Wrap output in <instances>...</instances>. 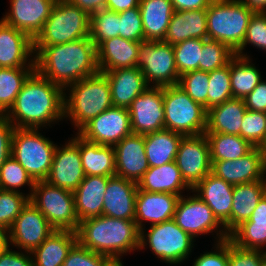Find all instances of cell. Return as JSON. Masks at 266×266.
Returning <instances> with one entry per match:
<instances>
[{
	"instance_id": "cell-37",
	"label": "cell",
	"mask_w": 266,
	"mask_h": 266,
	"mask_svg": "<svg viewBox=\"0 0 266 266\" xmlns=\"http://www.w3.org/2000/svg\"><path fill=\"white\" fill-rule=\"evenodd\" d=\"M231 90L234 98L244 99L262 79L260 69L251 58L234 56L230 60Z\"/></svg>"
},
{
	"instance_id": "cell-31",
	"label": "cell",
	"mask_w": 266,
	"mask_h": 266,
	"mask_svg": "<svg viewBox=\"0 0 266 266\" xmlns=\"http://www.w3.org/2000/svg\"><path fill=\"white\" fill-rule=\"evenodd\" d=\"M247 108L244 100L230 98L207 110L205 133H224L241 136V124Z\"/></svg>"
},
{
	"instance_id": "cell-23",
	"label": "cell",
	"mask_w": 266,
	"mask_h": 266,
	"mask_svg": "<svg viewBox=\"0 0 266 266\" xmlns=\"http://www.w3.org/2000/svg\"><path fill=\"white\" fill-rule=\"evenodd\" d=\"M137 183L122 177L112 176L108 179L102 215L134 220L136 209Z\"/></svg>"
},
{
	"instance_id": "cell-4",
	"label": "cell",
	"mask_w": 266,
	"mask_h": 266,
	"mask_svg": "<svg viewBox=\"0 0 266 266\" xmlns=\"http://www.w3.org/2000/svg\"><path fill=\"white\" fill-rule=\"evenodd\" d=\"M112 106L110 84L101 72L64 89V119H70L77 131Z\"/></svg>"
},
{
	"instance_id": "cell-29",
	"label": "cell",
	"mask_w": 266,
	"mask_h": 266,
	"mask_svg": "<svg viewBox=\"0 0 266 266\" xmlns=\"http://www.w3.org/2000/svg\"><path fill=\"white\" fill-rule=\"evenodd\" d=\"M145 192L171 193L182 196L184 190L192 189L185 183L175 161L159 167H149L137 183Z\"/></svg>"
},
{
	"instance_id": "cell-48",
	"label": "cell",
	"mask_w": 266,
	"mask_h": 266,
	"mask_svg": "<svg viewBox=\"0 0 266 266\" xmlns=\"http://www.w3.org/2000/svg\"><path fill=\"white\" fill-rule=\"evenodd\" d=\"M251 44L253 47L266 51V13H254L249 20L245 39L241 47L235 52L236 56L250 58L243 51Z\"/></svg>"
},
{
	"instance_id": "cell-42",
	"label": "cell",
	"mask_w": 266,
	"mask_h": 266,
	"mask_svg": "<svg viewBox=\"0 0 266 266\" xmlns=\"http://www.w3.org/2000/svg\"><path fill=\"white\" fill-rule=\"evenodd\" d=\"M234 56L235 52L220 41L203 39L199 70L210 72L221 68L226 66Z\"/></svg>"
},
{
	"instance_id": "cell-3",
	"label": "cell",
	"mask_w": 266,
	"mask_h": 266,
	"mask_svg": "<svg viewBox=\"0 0 266 266\" xmlns=\"http://www.w3.org/2000/svg\"><path fill=\"white\" fill-rule=\"evenodd\" d=\"M76 233L82 247L106 255L116 263H123L124 254L139 249L140 230L134 220L101 215L81 221Z\"/></svg>"
},
{
	"instance_id": "cell-1",
	"label": "cell",
	"mask_w": 266,
	"mask_h": 266,
	"mask_svg": "<svg viewBox=\"0 0 266 266\" xmlns=\"http://www.w3.org/2000/svg\"><path fill=\"white\" fill-rule=\"evenodd\" d=\"M34 54L35 71L63 89L99 72L96 47L90 37L34 46Z\"/></svg>"
},
{
	"instance_id": "cell-59",
	"label": "cell",
	"mask_w": 266,
	"mask_h": 266,
	"mask_svg": "<svg viewBox=\"0 0 266 266\" xmlns=\"http://www.w3.org/2000/svg\"><path fill=\"white\" fill-rule=\"evenodd\" d=\"M246 7L254 13H266V0H240Z\"/></svg>"
},
{
	"instance_id": "cell-53",
	"label": "cell",
	"mask_w": 266,
	"mask_h": 266,
	"mask_svg": "<svg viewBox=\"0 0 266 266\" xmlns=\"http://www.w3.org/2000/svg\"><path fill=\"white\" fill-rule=\"evenodd\" d=\"M14 130V125L4 115H0V167L11 156Z\"/></svg>"
},
{
	"instance_id": "cell-52",
	"label": "cell",
	"mask_w": 266,
	"mask_h": 266,
	"mask_svg": "<svg viewBox=\"0 0 266 266\" xmlns=\"http://www.w3.org/2000/svg\"><path fill=\"white\" fill-rule=\"evenodd\" d=\"M213 248L194 259L192 266H228V239L216 242Z\"/></svg>"
},
{
	"instance_id": "cell-41",
	"label": "cell",
	"mask_w": 266,
	"mask_h": 266,
	"mask_svg": "<svg viewBox=\"0 0 266 266\" xmlns=\"http://www.w3.org/2000/svg\"><path fill=\"white\" fill-rule=\"evenodd\" d=\"M35 181L27 171L10 156L0 167V189L20 193V187L29 186L28 197L32 195Z\"/></svg>"
},
{
	"instance_id": "cell-10",
	"label": "cell",
	"mask_w": 266,
	"mask_h": 266,
	"mask_svg": "<svg viewBox=\"0 0 266 266\" xmlns=\"http://www.w3.org/2000/svg\"><path fill=\"white\" fill-rule=\"evenodd\" d=\"M29 201L55 230L77 232L80 222L72 191L53 186L45 180L35 181Z\"/></svg>"
},
{
	"instance_id": "cell-62",
	"label": "cell",
	"mask_w": 266,
	"mask_h": 266,
	"mask_svg": "<svg viewBox=\"0 0 266 266\" xmlns=\"http://www.w3.org/2000/svg\"><path fill=\"white\" fill-rule=\"evenodd\" d=\"M115 266H124L123 263H117Z\"/></svg>"
},
{
	"instance_id": "cell-54",
	"label": "cell",
	"mask_w": 266,
	"mask_h": 266,
	"mask_svg": "<svg viewBox=\"0 0 266 266\" xmlns=\"http://www.w3.org/2000/svg\"><path fill=\"white\" fill-rule=\"evenodd\" d=\"M12 248L7 246L0 251V266H34L31 252L13 251Z\"/></svg>"
},
{
	"instance_id": "cell-40",
	"label": "cell",
	"mask_w": 266,
	"mask_h": 266,
	"mask_svg": "<svg viewBox=\"0 0 266 266\" xmlns=\"http://www.w3.org/2000/svg\"><path fill=\"white\" fill-rule=\"evenodd\" d=\"M119 21V13L108 9H102L90 16V39L96 48L103 41L119 36Z\"/></svg>"
},
{
	"instance_id": "cell-28",
	"label": "cell",
	"mask_w": 266,
	"mask_h": 266,
	"mask_svg": "<svg viewBox=\"0 0 266 266\" xmlns=\"http://www.w3.org/2000/svg\"><path fill=\"white\" fill-rule=\"evenodd\" d=\"M108 179L109 176H85L77 189L73 191L79 222L102 215Z\"/></svg>"
},
{
	"instance_id": "cell-27",
	"label": "cell",
	"mask_w": 266,
	"mask_h": 266,
	"mask_svg": "<svg viewBox=\"0 0 266 266\" xmlns=\"http://www.w3.org/2000/svg\"><path fill=\"white\" fill-rule=\"evenodd\" d=\"M194 38L208 39L207 9L174 11L164 41L175 45Z\"/></svg>"
},
{
	"instance_id": "cell-61",
	"label": "cell",
	"mask_w": 266,
	"mask_h": 266,
	"mask_svg": "<svg viewBox=\"0 0 266 266\" xmlns=\"http://www.w3.org/2000/svg\"><path fill=\"white\" fill-rule=\"evenodd\" d=\"M262 151H263V153H264L265 160H266V142H265V144L262 146Z\"/></svg>"
},
{
	"instance_id": "cell-18",
	"label": "cell",
	"mask_w": 266,
	"mask_h": 266,
	"mask_svg": "<svg viewBox=\"0 0 266 266\" xmlns=\"http://www.w3.org/2000/svg\"><path fill=\"white\" fill-rule=\"evenodd\" d=\"M211 163V173L233 186L266 180V160L261 147H254L245 156L236 160Z\"/></svg>"
},
{
	"instance_id": "cell-13",
	"label": "cell",
	"mask_w": 266,
	"mask_h": 266,
	"mask_svg": "<svg viewBox=\"0 0 266 266\" xmlns=\"http://www.w3.org/2000/svg\"><path fill=\"white\" fill-rule=\"evenodd\" d=\"M175 162L185 183L193 189L211 172L210 148L205 133L183 136Z\"/></svg>"
},
{
	"instance_id": "cell-56",
	"label": "cell",
	"mask_w": 266,
	"mask_h": 266,
	"mask_svg": "<svg viewBox=\"0 0 266 266\" xmlns=\"http://www.w3.org/2000/svg\"><path fill=\"white\" fill-rule=\"evenodd\" d=\"M174 11L207 9L212 0H170Z\"/></svg>"
},
{
	"instance_id": "cell-25",
	"label": "cell",
	"mask_w": 266,
	"mask_h": 266,
	"mask_svg": "<svg viewBox=\"0 0 266 266\" xmlns=\"http://www.w3.org/2000/svg\"><path fill=\"white\" fill-rule=\"evenodd\" d=\"M110 84L112 105L129 108L131 103L147 88L142 71L136 66L119 68L103 73Z\"/></svg>"
},
{
	"instance_id": "cell-6",
	"label": "cell",
	"mask_w": 266,
	"mask_h": 266,
	"mask_svg": "<svg viewBox=\"0 0 266 266\" xmlns=\"http://www.w3.org/2000/svg\"><path fill=\"white\" fill-rule=\"evenodd\" d=\"M90 37V15L68 0H56L34 46L65 44Z\"/></svg>"
},
{
	"instance_id": "cell-47",
	"label": "cell",
	"mask_w": 266,
	"mask_h": 266,
	"mask_svg": "<svg viewBox=\"0 0 266 266\" xmlns=\"http://www.w3.org/2000/svg\"><path fill=\"white\" fill-rule=\"evenodd\" d=\"M241 137L253 147H261L266 142V113L246 110L241 124Z\"/></svg>"
},
{
	"instance_id": "cell-55",
	"label": "cell",
	"mask_w": 266,
	"mask_h": 266,
	"mask_svg": "<svg viewBox=\"0 0 266 266\" xmlns=\"http://www.w3.org/2000/svg\"><path fill=\"white\" fill-rule=\"evenodd\" d=\"M247 110L266 113V80H260L255 89L244 99Z\"/></svg>"
},
{
	"instance_id": "cell-32",
	"label": "cell",
	"mask_w": 266,
	"mask_h": 266,
	"mask_svg": "<svg viewBox=\"0 0 266 266\" xmlns=\"http://www.w3.org/2000/svg\"><path fill=\"white\" fill-rule=\"evenodd\" d=\"M144 40L164 41L174 8L170 0H140Z\"/></svg>"
},
{
	"instance_id": "cell-60",
	"label": "cell",
	"mask_w": 266,
	"mask_h": 266,
	"mask_svg": "<svg viewBox=\"0 0 266 266\" xmlns=\"http://www.w3.org/2000/svg\"><path fill=\"white\" fill-rule=\"evenodd\" d=\"M8 246V233L4 228L0 227V251Z\"/></svg>"
},
{
	"instance_id": "cell-35",
	"label": "cell",
	"mask_w": 266,
	"mask_h": 266,
	"mask_svg": "<svg viewBox=\"0 0 266 266\" xmlns=\"http://www.w3.org/2000/svg\"><path fill=\"white\" fill-rule=\"evenodd\" d=\"M266 194V180L234 185L230 216V233L250 219L259 201Z\"/></svg>"
},
{
	"instance_id": "cell-14",
	"label": "cell",
	"mask_w": 266,
	"mask_h": 266,
	"mask_svg": "<svg viewBox=\"0 0 266 266\" xmlns=\"http://www.w3.org/2000/svg\"><path fill=\"white\" fill-rule=\"evenodd\" d=\"M54 231L46 217L28 201L7 231L8 246L31 252Z\"/></svg>"
},
{
	"instance_id": "cell-11",
	"label": "cell",
	"mask_w": 266,
	"mask_h": 266,
	"mask_svg": "<svg viewBox=\"0 0 266 266\" xmlns=\"http://www.w3.org/2000/svg\"><path fill=\"white\" fill-rule=\"evenodd\" d=\"M137 67L142 71L149 87L178 85L180 76L177 72L174 49L168 42L141 41Z\"/></svg>"
},
{
	"instance_id": "cell-8",
	"label": "cell",
	"mask_w": 266,
	"mask_h": 266,
	"mask_svg": "<svg viewBox=\"0 0 266 266\" xmlns=\"http://www.w3.org/2000/svg\"><path fill=\"white\" fill-rule=\"evenodd\" d=\"M145 232V228L140 230L138 250L148 246L161 262L170 265L181 264L189 259L196 242V239L183 231L173 219L150 225L147 234Z\"/></svg>"
},
{
	"instance_id": "cell-58",
	"label": "cell",
	"mask_w": 266,
	"mask_h": 266,
	"mask_svg": "<svg viewBox=\"0 0 266 266\" xmlns=\"http://www.w3.org/2000/svg\"><path fill=\"white\" fill-rule=\"evenodd\" d=\"M140 0H106V8L117 13L138 7Z\"/></svg>"
},
{
	"instance_id": "cell-39",
	"label": "cell",
	"mask_w": 266,
	"mask_h": 266,
	"mask_svg": "<svg viewBox=\"0 0 266 266\" xmlns=\"http://www.w3.org/2000/svg\"><path fill=\"white\" fill-rule=\"evenodd\" d=\"M35 68H0V115H5L14 104L28 77Z\"/></svg>"
},
{
	"instance_id": "cell-16",
	"label": "cell",
	"mask_w": 266,
	"mask_h": 266,
	"mask_svg": "<svg viewBox=\"0 0 266 266\" xmlns=\"http://www.w3.org/2000/svg\"><path fill=\"white\" fill-rule=\"evenodd\" d=\"M62 146V147H61ZM56 147L45 181L53 186L75 191L85 178L79 151V134Z\"/></svg>"
},
{
	"instance_id": "cell-22",
	"label": "cell",
	"mask_w": 266,
	"mask_h": 266,
	"mask_svg": "<svg viewBox=\"0 0 266 266\" xmlns=\"http://www.w3.org/2000/svg\"><path fill=\"white\" fill-rule=\"evenodd\" d=\"M233 188L232 184L210 172L192 189V193L194 192L213 211L228 235L230 234Z\"/></svg>"
},
{
	"instance_id": "cell-9",
	"label": "cell",
	"mask_w": 266,
	"mask_h": 266,
	"mask_svg": "<svg viewBox=\"0 0 266 266\" xmlns=\"http://www.w3.org/2000/svg\"><path fill=\"white\" fill-rule=\"evenodd\" d=\"M165 129L184 136L206 132L207 110L178 85L163 87Z\"/></svg>"
},
{
	"instance_id": "cell-19",
	"label": "cell",
	"mask_w": 266,
	"mask_h": 266,
	"mask_svg": "<svg viewBox=\"0 0 266 266\" xmlns=\"http://www.w3.org/2000/svg\"><path fill=\"white\" fill-rule=\"evenodd\" d=\"M56 0H10L1 20L28 34L33 40L42 31Z\"/></svg>"
},
{
	"instance_id": "cell-51",
	"label": "cell",
	"mask_w": 266,
	"mask_h": 266,
	"mask_svg": "<svg viewBox=\"0 0 266 266\" xmlns=\"http://www.w3.org/2000/svg\"><path fill=\"white\" fill-rule=\"evenodd\" d=\"M266 251L243 249L228 239V266H264Z\"/></svg>"
},
{
	"instance_id": "cell-2",
	"label": "cell",
	"mask_w": 266,
	"mask_h": 266,
	"mask_svg": "<svg viewBox=\"0 0 266 266\" xmlns=\"http://www.w3.org/2000/svg\"><path fill=\"white\" fill-rule=\"evenodd\" d=\"M4 116L15 128L50 127L64 119V89L34 71Z\"/></svg>"
},
{
	"instance_id": "cell-34",
	"label": "cell",
	"mask_w": 266,
	"mask_h": 266,
	"mask_svg": "<svg viewBox=\"0 0 266 266\" xmlns=\"http://www.w3.org/2000/svg\"><path fill=\"white\" fill-rule=\"evenodd\" d=\"M77 243V233L55 230L39 247L31 251L34 266H62L68 252Z\"/></svg>"
},
{
	"instance_id": "cell-30",
	"label": "cell",
	"mask_w": 266,
	"mask_h": 266,
	"mask_svg": "<svg viewBox=\"0 0 266 266\" xmlns=\"http://www.w3.org/2000/svg\"><path fill=\"white\" fill-rule=\"evenodd\" d=\"M229 240L243 249L266 251V194L259 201L250 219L229 234Z\"/></svg>"
},
{
	"instance_id": "cell-33",
	"label": "cell",
	"mask_w": 266,
	"mask_h": 266,
	"mask_svg": "<svg viewBox=\"0 0 266 266\" xmlns=\"http://www.w3.org/2000/svg\"><path fill=\"white\" fill-rule=\"evenodd\" d=\"M79 151L85 176H115L113 146L90 142L79 135Z\"/></svg>"
},
{
	"instance_id": "cell-50",
	"label": "cell",
	"mask_w": 266,
	"mask_h": 266,
	"mask_svg": "<svg viewBox=\"0 0 266 266\" xmlns=\"http://www.w3.org/2000/svg\"><path fill=\"white\" fill-rule=\"evenodd\" d=\"M119 36L135 42L144 40V30L139 6L119 12Z\"/></svg>"
},
{
	"instance_id": "cell-57",
	"label": "cell",
	"mask_w": 266,
	"mask_h": 266,
	"mask_svg": "<svg viewBox=\"0 0 266 266\" xmlns=\"http://www.w3.org/2000/svg\"><path fill=\"white\" fill-rule=\"evenodd\" d=\"M68 1L81 8L90 16L93 13L106 8V0H68Z\"/></svg>"
},
{
	"instance_id": "cell-24",
	"label": "cell",
	"mask_w": 266,
	"mask_h": 266,
	"mask_svg": "<svg viewBox=\"0 0 266 266\" xmlns=\"http://www.w3.org/2000/svg\"><path fill=\"white\" fill-rule=\"evenodd\" d=\"M180 196L171 193H154L137 190L134 221L139 230L145 228L143 221L150 225L173 219Z\"/></svg>"
},
{
	"instance_id": "cell-44",
	"label": "cell",
	"mask_w": 266,
	"mask_h": 266,
	"mask_svg": "<svg viewBox=\"0 0 266 266\" xmlns=\"http://www.w3.org/2000/svg\"><path fill=\"white\" fill-rule=\"evenodd\" d=\"M232 97L229 61L226 66L209 72L208 110Z\"/></svg>"
},
{
	"instance_id": "cell-20",
	"label": "cell",
	"mask_w": 266,
	"mask_h": 266,
	"mask_svg": "<svg viewBox=\"0 0 266 266\" xmlns=\"http://www.w3.org/2000/svg\"><path fill=\"white\" fill-rule=\"evenodd\" d=\"M34 56V40L0 20V68H35Z\"/></svg>"
},
{
	"instance_id": "cell-5",
	"label": "cell",
	"mask_w": 266,
	"mask_h": 266,
	"mask_svg": "<svg viewBox=\"0 0 266 266\" xmlns=\"http://www.w3.org/2000/svg\"><path fill=\"white\" fill-rule=\"evenodd\" d=\"M253 14L240 0H212L207 8L208 39L220 41L236 52Z\"/></svg>"
},
{
	"instance_id": "cell-12",
	"label": "cell",
	"mask_w": 266,
	"mask_h": 266,
	"mask_svg": "<svg viewBox=\"0 0 266 266\" xmlns=\"http://www.w3.org/2000/svg\"><path fill=\"white\" fill-rule=\"evenodd\" d=\"M184 196L183 194L180 196L173 217V220L183 231L187 232L193 239L213 232L217 236H215L216 242L229 239L224 226L201 198L195 193L189 197Z\"/></svg>"
},
{
	"instance_id": "cell-17",
	"label": "cell",
	"mask_w": 266,
	"mask_h": 266,
	"mask_svg": "<svg viewBox=\"0 0 266 266\" xmlns=\"http://www.w3.org/2000/svg\"><path fill=\"white\" fill-rule=\"evenodd\" d=\"M132 132L146 135L165 129L163 87H149L128 108Z\"/></svg>"
},
{
	"instance_id": "cell-26",
	"label": "cell",
	"mask_w": 266,
	"mask_h": 266,
	"mask_svg": "<svg viewBox=\"0 0 266 266\" xmlns=\"http://www.w3.org/2000/svg\"><path fill=\"white\" fill-rule=\"evenodd\" d=\"M140 42L120 36L103 41L97 48V66L104 73L137 66Z\"/></svg>"
},
{
	"instance_id": "cell-46",
	"label": "cell",
	"mask_w": 266,
	"mask_h": 266,
	"mask_svg": "<svg viewBox=\"0 0 266 266\" xmlns=\"http://www.w3.org/2000/svg\"><path fill=\"white\" fill-rule=\"evenodd\" d=\"M28 201V194L0 189V227L8 231Z\"/></svg>"
},
{
	"instance_id": "cell-7",
	"label": "cell",
	"mask_w": 266,
	"mask_h": 266,
	"mask_svg": "<svg viewBox=\"0 0 266 266\" xmlns=\"http://www.w3.org/2000/svg\"><path fill=\"white\" fill-rule=\"evenodd\" d=\"M39 131L34 128H15L11 142V156L34 181L47 178L57 147Z\"/></svg>"
},
{
	"instance_id": "cell-21",
	"label": "cell",
	"mask_w": 266,
	"mask_h": 266,
	"mask_svg": "<svg viewBox=\"0 0 266 266\" xmlns=\"http://www.w3.org/2000/svg\"><path fill=\"white\" fill-rule=\"evenodd\" d=\"M113 147L116 176L138 183L149 168L144 135L132 133Z\"/></svg>"
},
{
	"instance_id": "cell-43",
	"label": "cell",
	"mask_w": 266,
	"mask_h": 266,
	"mask_svg": "<svg viewBox=\"0 0 266 266\" xmlns=\"http://www.w3.org/2000/svg\"><path fill=\"white\" fill-rule=\"evenodd\" d=\"M203 39L194 38L173 45L175 63L179 76L199 70Z\"/></svg>"
},
{
	"instance_id": "cell-36",
	"label": "cell",
	"mask_w": 266,
	"mask_h": 266,
	"mask_svg": "<svg viewBox=\"0 0 266 266\" xmlns=\"http://www.w3.org/2000/svg\"><path fill=\"white\" fill-rule=\"evenodd\" d=\"M184 135L168 129L144 135L145 153L149 167H159L175 161Z\"/></svg>"
},
{
	"instance_id": "cell-15",
	"label": "cell",
	"mask_w": 266,
	"mask_h": 266,
	"mask_svg": "<svg viewBox=\"0 0 266 266\" xmlns=\"http://www.w3.org/2000/svg\"><path fill=\"white\" fill-rule=\"evenodd\" d=\"M132 133L129 110L115 106L91 119L78 131L87 141L105 146H114Z\"/></svg>"
},
{
	"instance_id": "cell-38",
	"label": "cell",
	"mask_w": 266,
	"mask_h": 266,
	"mask_svg": "<svg viewBox=\"0 0 266 266\" xmlns=\"http://www.w3.org/2000/svg\"><path fill=\"white\" fill-rule=\"evenodd\" d=\"M210 148L211 162L222 160H236L254 147L244 138L238 135L224 133H205Z\"/></svg>"
},
{
	"instance_id": "cell-49",
	"label": "cell",
	"mask_w": 266,
	"mask_h": 266,
	"mask_svg": "<svg viewBox=\"0 0 266 266\" xmlns=\"http://www.w3.org/2000/svg\"><path fill=\"white\" fill-rule=\"evenodd\" d=\"M110 257L82 247L78 242L68 252L62 266H115Z\"/></svg>"
},
{
	"instance_id": "cell-45",
	"label": "cell",
	"mask_w": 266,
	"mask_h": 266,
	"mask_svg": "<svg viewBox=\"0 0 266 266\" xmlns=\"http://www.w3.org/2000/svg\"><path fill=\"white\" fill-rule=\"evenodd\" d=\"M178 86L208 110L209 72L195 70L180 76Z\"/></svg>"
}]
</instances>
